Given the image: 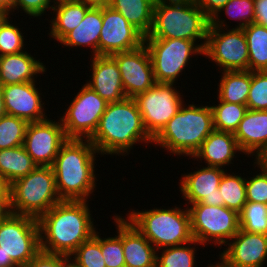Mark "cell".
<instances>
[{
	"instance_id": "cell-47",
	"label": "cell",
	"mask_w": 267,
	"mask_h": 267,
	"mask_svg": "<svg viewBox=\"0 0 267 267\" xmlns=\"http://www.w3.org/2000/svg\"><path fill=\"white\" fill-rule=\"evenodd\" d=\"M0 267H19L10 256L0 252Z\"/></svg>"
},
{
	"instance_id": "cell-11",
	"label": "cell",
	"mask_w": 267,
	"mask_h": 267,
	"mask_svg": "<svg viewBox=\"0 0 267 267\" xmlns=\"http://www.w3.org/2000/svg\"><path fill=\"white\" fill-rule=\"evenodd\" d=\"M39 225L36 218L11 213L0 220V252L25 267L40 252Z\"/></svg>"
},
{
	"instance_id": "cell-1",
	"label": "cell",
	"mask_w": 267,
	"mask_h": 267,
	"mask_svg": "<svg viewBox=\"0 0 267 267\" xmlns=\"http://www.w3.org/2000/svg\"><path fill=\"white\" fill-rule=\"evenodd\" d=\"M87 201L62 200L37 221L40 250L69 256L95 233Z\"/></svg>"
},
{
	"instance_id": "cell-9",
	"label": "cell",
	"mask_w": 267,
	"mask_h": 267,
	"mask_svg": "<svg viewBox=\"0 0 267 267\" xmlns=\"http://www.w3.org/2000/svg\"><path fill=\"white\" fill-rule=\"evenodd\" d=\"M156 83L174 84L193 54L203 55L204 43L187 39H144ZM189 60V61H188Z\"/></svg>"
},
{
	"instance_id": "cell-28",
	"label": "cell",
	"mask_w": 267,
	"mask_h": 267,
	"mask_svg": "<svg viewBox=\"0 0 267 267\" xmlns=\"http://www.w3.org/2000/svg\"><path fill=\"white\" fill-rule=\"evenodd\" d=\"M220 79L218 100L247 105L252 71H223Z\"/></svg>"
},
{
	"instance_id": "cell-46",
	"label": "cell",
	"mask_w": 267,
	"mask_h": 267,
	"mask_svg": "<svg viewBox=\"0 0 267 267\" xmlns=\"http://www.w3.org/2000/svg\"><path fill=\"white\" fill-rule=\"evenodd\" d=\"M11 213L10 193H0V220L7 218Z\"/></svg>"
},
{
	"instance_id": "cell-34",
	"label": "cell",
	"mask_w": 267,
	"mask_h": 267,
	"mask_svg": "<svg viewBox=\"0 0 267 267\" xmlns=\"http://www.w3.org/2000/svg\"><path fill=\"white\" fill-rule=\"evenodd\" d=\"M29 122L5 114L0 118V150L22 146Z\"/></svg>"
},
{
	"instance_id": "cell-6",
	"label": "cell",
	"mask_w": 267,
	"mask_h": 267,
	"mask_svg": "<svg viewBox=\"0 0 267 267\" xmlns=\"http://www.w3.org/2000/svg\"><path fill=\"white\" fill-rule=\"evenodd\" d=\"M126 218L157 251L194 240L188 208L181 210L175 206L171 209L132 210Z\"/></svg>"
},
{
	"instance_id": "cell-40",
	"label": "cell",
	"mask_w": 267,
	"mask_h": 267,
	"mask_svg": "<svg viewBox=\"0 0 267 267\" xmlns=\"http://www.w3.org/2000/svg\"><path fill=\"white\" fill-rule=\"evenodd\" d=\"M225 11L228 17L240 20L236 29H243L254 23L255 8L254 0H230L220 12Z\"/></svg>"
},
{
	"instance_id": "cell-31",
	"label": "cell",
	"mask_w": 267,
	"mask_h": 267,
	"mask_svg": "<svg viewBox=\"0 0 267 267\" xmlns=\"http://www.w3.org/2000/svg\"><path fill=\"white\" fill-rule=\"evenodd\" d=\"M218 189L224 206L240 213L247 202L246 179L242 175L224 172Z\"/></svg>"
},
{
	"instance_id": "cell-24",
	"label": "cell",
	"mask_w": 267,
	"mask_h": 267,
	"mask_svg": "<svg viewBox=\"0 0 267 267\" xmlns=\"http://www.w3.org/2000/svg\"><path fill=\"white\" fill-rule=\"evenodd\" d=\"M45 65L27 51L0 56V84L2 86L36 81L34 76L43 74Z\"/></svg>"
},
{
	"instance_id": "cell-10",
	"label": "cell",
	"mask_w": 267,
	"mask_h": 267,
	"mask_svg": "<svg viewBox=\"0 0 267 267\" xmlns=\"http://www.w3.org/2000/svg\"><path fill=\"white\" fill-rule=\"evenodd\" d=\"M188 209L193 238L203 246L213 241L222 247L240 230L239 213L235 210L202 203L191 204Z\"/></svg>"
},
{
	"instance_id": "cell-37",
	"label": "cell",
	"mask_w": 267,
	"mask_h": 267,
	"mask_svg": "<svg viewBox=\"0 0 267 267\" xmlns=\"http://www.w3.org/2000/svg\"><path fill=\"white\" fill-rule=\"evenodd\" d=\"M117 235L115 237L101 238V251L106 267H126L122 246V217H114Z\"/></svg>"
},
{
	"instance_id": "cell-26",
	"label": "cell",
	"mask_w": 267,
	"mask_h": 267,
	"mask_svg": "<svg viewBox=\"0 0 267 267\" xmlns=\"http://www.w3.org/2000/svg\"><path fill=\"white\" fill-rule=\"evenodd\" d=\"M51 10L55 12L49 36L60 42L70 31L77 27L91 7L76 0H55Z\"/></svg>"
},
{
	"instance_id": "cell-38",
	"label": "cell",
	"mask_w": 267,
	"mask_h": 267,
	"mask_svg": "<svg viewBox=\"0 0 267 267\" xmlns=\"http://www.w3.org/2000/svg\"><path fill=\"white\" fill-rule=\"evenodd\" d=\"M246 106L248 110H267V71H252Z\"/></svg>"
},
{
	"instance_id": "cell-22",
	"label": "cell",
	"mask_w": 267,
	"mask_h": 267,
	"mask_svg": "<svg viewBox=\"0 0 267 267\" xmlns=\"http://www.w3.org/2000/svg\"><path fill=\"white\" fill-rule=\"evenodd\" d=\"M122 246L126 267H156L157 249L125 218H122Z\"/></svg>"
},
{
	"instance_id": "cell-13",
	"label": "cell",
	"mask_w": 267,
	"mask_h": 267,
	"mask_svg": "<svg viewBox=\"0 0 267 267\" xmlns=\"http://www.w3.org/2000/svg\"><path fill=\"white\" fill-rule=\"evenodd\" d=\"M108 103L84 84L60 120L68 139H90Z\"/></svg>"
},
{
	"instance_id": "cell-39",
	"label": "cell",
	"mask_w": 267,
	"mask_h": 267,
	"mask_svg": "<svg viewBox=\"0 0 267 267\" xmlns=\"http://www.w3.org/2000/svg\"><path fill=\"white\" fill-rule=\"evenodd\" d=\"M24 35L9 19L0 29V56L18 54L24 50Z\"/></svg>"
},
{
	"instance_id": "cell-14",
	"label": "cell",
	"mask_w": 267,
	"mask_h": 267,
	"mask_svg": "<svg viewBox=\"0 0 267 267\" xmlns=\"http://www.w3.org/2000/svg\"><path fill=\"white\" fill-rule=\"evenodd\" d=\"M145 36L130 24L121 13L109 5L102 6V29L98 42V55L130 51L144 44Z\"/></svg>"
},
{
	"instance_id": "cell-23",
	"label": "cell",
	"mask_w": 267,
	"mask_h": 267,
	"mask_svg": "<svg viewBox=\"0 0 267 267\" xmlns=\"http://www.w3.org/2000/svg\"><path fill=\"white\" fill-rule=\"evenodd\" d=\"M236 151L241 152L234 134L214 129L192 158L203 159L208 167L224 169L232 163Z\"/></svg>"
},
{
	"instance_id": "cell-19",
	"label": "cell",
	"mask_w": 267,
	"mask_h": 267,
	"mask_svg": "<svg viewBox=\"0 0 267 267\" xmlns=\"http://www.w3.org/2000/svg\"><path fill=\"white\" fill-rule=\"evenodd\" d=\"M5 110L8 115L28 122H39L48 118L44 103L35 81L2 86Z\"/></svg>"
},
{
	"instance_id": "cell-25",
	"label": "cell",
	"mask_w": 267,
	"mask_h": 267,
	"mask_svg": "<svg viewBox=\"0 0 267 267\" xmlns=\"http://www.w3.org/2000/svg\"><path fill=\"white\" fill-rule=\"evenodd\" d=\"M102 29V7H90L81 23L70 31L60 44L66 47L92 48V56L98 55V42Z\"/></svg>"
},
{
	"instance_id": "cell-53",
	"label": "cell",
	"mask_w": 267,
	"mask_h": 267,
	"mask_svg": "<svg viewBox=\"0 0 267 267\" xmlns=\"http://www.w3.org/2000/svg\"><path fill=\"white\" fill-rule=\"evenodd\" d=\"M257 161L267 169V149L261 154Z\"/></svg>"
},
{
	"instance_id": "cell-12",
	"label": "cell",
	"mask_w": 267,
	"mask_h": 267,
	"mask_svg": "<svg viewBox=\"0 0 267 267\" xmlns=\"http://www.w3.org/2000/svg\"><path fill=\"white\" fill-rule=\"evenodd\" d=\"M174 84L156 83L134 99L147 133L154 139L184 104Z\"/></svg>"
},
{
	"instance_id": "cell-20",
	"label": "cell",
	"mask_w": 267,
	"mask_h": 267,
	"mask_svg": "<svg viewBox=\"0 0 267 267\" xmlns=\"http://www.w3.org/2000/svg\"><path fill=\"white\" fill-rule=\"evenodd\" d=\"M92 77L86 83L107 103L124 100L126 97L121 74L116 61L111 56H93L91 58Z\"/></svg>"
},
{
	"instance_id": "cell-44",
	"label": "cell",
	"mask_w": 267,
	"mask_h": 267,
	"mask_svg": "<svg viewBox=\"0 0 267 267\" xmlns=\"http://www.w3.org/2000/svg\"><path fill=\"white\" fill-rule=\"evenodd\" d=\"M197 4L204 12V14L212 20L214 17L220 18V10L230 1V0H192ZM219 14V15H218Z\"/></svg>"
},
{
	"instance_id": "cell-33",
	"label": "cell",
	"mask_w": 267,
	"mask_h": 267,
	"mask_svg": "<svg viewBox=\"0 0 267 267\" xmlns=\"http://www.w3.org/2000/svg\"><path fill=\"white\" fill-rule=\"evenodd\" d=\"M202 245L195 239L183 245L163 248L162 254H158L156 267H194L195 266V247L192 245ZM189 245V246H188ZM160 255V256H159Z\"/></svg>"
},
{
	"instance_id": "cell-27",
	"label": "cell",
	"mask_w": 267,
	"mask_h": 267,
	"mask_svg": "<svg viewBox=\"0 0 267 267\" xmlns=\"http://www.w3.org/2000/svg\"><path fill=\"white\" fill-rule=\"evenodd\" d=\"M156 0H109L108 5L147 36L153 25Z\"/></svg>"
},
{
	"instance_id": "cell-54",
	"label": "cell",
	"mask_w": 267,
	"mask_h": 267,
	"mask_svg": "<svg viewBox=\"0 0 267 267\" xmlns=\"http://www.w3.org/2000/svg\"><path fill=\"white\" fill-rule=\"evenodd\" d=\"M65 267H80V266H78L76 263L71 261V258H70V260L69 259L67 260Z\"/></svg>"
},
{
	"instance_id": "cell-7",
	"label": "cell",
	"mask_w": 267,
	"mask_h": 267,
	"mask_svg": "<svg viewBox=\"0 0 267 267\" xmlns=\"http://www.w3.org/2000/svg\"><path fill=\"white\" fill-rule=\"evenodd\" d=\"M10 205L14 214L38 219L61 202L52 166H37L10 185Z\"/></svg>"
},
{
	"instance_id": "cell-17",
	"label": "cell",
	"mask_w": 267,
	"mask_h": 267,
	"mask_svg": "<svg viewBox=\"0 0 267 267\" xmlns=\"http://www.w3.org/2000/svg\"><path fill=\"white\" fill-rule=\"evenodd\" d=\"M225 169L219 167H203L198 171L184 174L180 179L182 197L189 204L202 203L205 205L224 206L221 200L219 185Z\"/></svg>"
},
{
	"instance_id": "cell-8",
	"label": "cell",
	"mask_w": 267,
	"mask_h": 267,
	"mask_svg": "<svg viewBox=\"0 0 267 267\" xmlns=\"http://www.w3.org/2000/svg\"><path fill=\"white\" fill-rule=\"evenodd\" d=\"M224 27H227L224 20L218 17L211 20L203 55L222 68L221 71L249 70L247 40L243 29L226 28L224 31Z\"/></svg>"
},
{
	"instance_id": "cell-36",
	"label": "cell",
	"mask_w": 267,
	"mask_h": 267,
	"mask_svg": "<svg viewBox=\"0 0 267 267\" xmlns=\"http://www.w3.org/2000/svg\"><path fill=\"white\" fill-rule=\"evenodd\" d=\"M99 232L83 242L71 255V260L80 267H106L101 251V236ZM74 256V257H72ZM74 258V259H72Z\"/></svg>"
},
{
	"instance_id": "cell-29",
	"label": "cell",
	"mask_w": 267,
	"mask_h": 267,
	"mask_svg": "<svg viewBox=\"0 0 267 267\" xmlns=\"http://www.w3.org/2000/svg\"><path fill=\"white\" fill-rule=\"evenodd\" d=\"M36 167L37 164L23 145L0 150V174L9 185L14 180L28 175Z\"/></svg>"
},
{
	"instance_id": "cell-48",
	"label": "cell",
	"mask_w": 267,
	"mask_h": 267,
	"mask_svg": "<svg viewBox=\"0 0 267 267\" xmlns=\"http://www.w3.org/2000/svg\"><path fill=\"white\" fill-rule=\"evenodd\" d=\"M92 7H102L106 6L109 3V0H76Z\"/></svg>"
},
{
	"instance_id": "cell-55",
	"label": "cell",
	"mask_w": 267,
	"mask_h": 267,
	"mask_svg": "<svg viewBox=\"0 0 267 267\" xmlns=\"http://www.w3.org/2000/svg\"><path fill=\"white\" fill-rule=\"evenodd\" d=\"M207 267H228V266H226L225 264H223L221 261L220 262L218 261V263L216 262L215 265L210 264V266H209V264H208Z\"/></svg>"
},
{
	"instance_id": "cell-32",
	"label": "cell",
	"mask_w": 267,
	"mask_h": 267,
	"mask_svg": "<svg viewBox=\"0 0 267 267\" xmlns=\"http://www.w3.org/2000/svg\"><path fill=\"white\" fill-rule=\"evenodd\" d=\"M213 127L216 130L235 133L247 109L246 105L229 103L219 100L218 105L211 106Z\"/></svg>"
},
{
	"instance_id": "cell-2",
	"label": "cell",
	"mask_w": 267,
	"mask_h": 267,
	"mask_svg": "<svg viewBox=\"0 0 267 267\" xmlns=\"http://www.w3.org/2000/svg\"><path fill=\"white\" fill-rule=\"evenodd\" d=\"M98 154H129L138 142L153 143L134 98L108 103L97 130L89 139ZM124 153V154H123Z\"/></svg>"
},
{
	"instance_id": "cell-45",
	"label": "cell",
	"mask_w": 267,
	"mask_h": 267,
	"mask_svg": "<svg viewBox=\"0 0 267 267\" xmlns=\"http://www.w3.org/2000/svg\"><path fill=\"white\" fill-rule=\"evenodd\" d=\"M254 23L267 27V0H254Z\"/></svg>"
},
{
	"instance_id": "cell-16",
	"label": "cell",
	"mask_w": 267,
	"mask_h": 267,
	"mask_svg": "<svg viewBox=\"0 0 267 267\" xmlns=\"http://www.w3.org/2000/svg\"><path fill=\"white\" fill-rule=\"evenodd\" d=\"M111 57L118 65L127 98H135L156 84L145 44L130 51L113 54Z\"/></svg>"
},
{
	"instance_id": "cell-42",
	"label": "cell",
	"mask_w": 267,
	"mask_h": 267,
	"mask_svg": "<svg viewBox=\"0 0 267 267\" xmlns=\"http://www.w3.org/2000/svg\"><path fill=\"white\" fill-rule=\"evenodd\" d=\"M52 2H55V0H15L14 4L10 7V12L12 13L17 8H21L30 17L38 18L44 15L48 8L52 9L54 6L51 5Z\"/></svg>"
},
{
	"instance_id": "cell-15",
	"label": "cell",
	"mask_w": 267,
	"mask_h": 267,
	"mask_svg": "<svg viewBox=\"0 0 267 267\" xmlns=\"http://www.w3.org/2000/svg\"><path fill=\"white\" fill-rule=\"evenodd\" d=\"M67 140L61 120L56 122L47 118L29 122L23 146L37 166H52Z\"/></svg>"
},
{
	"instance_id": "cell-18",
	"label": "cell",
	"mask_w": 267,
	"mask_h": 267,
	"mask_svg": "<svg viewBox=\"0 0 267 267\" xmlns=\"http://www.w3.org/2000/svg\"><path fill=\"white\" fill-rule=\"evenodd\" d=\"M220 253V260L228 267H263L267 260V235L240 229Z\"/></svg>"
},
{
	"instance_id": "cell-4",
	"label": "cell",
	"mask_w": 267,
	"mask_h": 267,
	"mask_svg": "<svg viewBox=\"0 0 267 267\" xmlns=\"http://www.w3.org/2000/svg\"><path fill=\"white\" fill-rule=\"evenodd\" d=\"M210 24L192 0H156L152 29L144 39H199L205 46Z\"/></svg>"
},
{
	"instance_id": "cell-49",
	"label": "cell",
	"mask_w": 267,
	"mask_h": 267,
	"mask_svg": "<svg viewBox=\"0 0 267 267\" xmlns=\"http://www.w3.org/2000/svg\"><path fill=\"white\" fill-rule=\"evenodd\" d=\"M0 193H10L9 184L5 181V179L1 174H0Z\"/></svg>"
},
{
	"instance_id": "cell-43",
	"label": "cell",
	"mask_w": 267,
	"mask_h": 267,
	"mask_svg": "<svg viewBox=\"0 0 267 267\" xmlns=\"http://www.w3.org/2000/svg\"><path fill=\"white\" fill-rule=\"evenodd\" d=\"M69 256L40 251L25 267H65Z\"/></svg>"
},
{
	"instance_id": "cell-51",
	"label": "cell",
	"mask_w": 267,
	"mask_h": 267,
	"mask_svg": "<svg viewBox=\"0 0 267 267\" xmlns=\"http://www.w3.org/2000/svg\"><path fill=\"white\" fill-rule=\"evenodd\" d=\"M10 11L0 10V29L3 24L9 19Z\"/></svg>"
},
{
	"instance_id": "cell-35",
	"label": "cell",
	"mask_w": 267,
	"mask_h": 267,
	"mask_svg": "<svg viewBox=\"0 0 267 267\" xmlns=\"http://www.w3.org/2000/svg\"><path fill=\"white\" fill-rule=\"evenodd\" d=\"M240 229L267 235V205L247 201L239 213Z\"/></svg>"
},
{
	"instance_id": "cell-52",
	"label": "cell",
	"mask_w": 267,
	"mask_h": 267,
	"mask_svg": "<svg viewBox=\"0 0 267 267\" xmlns=\"http://www.w3.org/2000/svg\"><path fill=\"white\" fill-rule=\"evenodd\" d=\"M14 2L15 0H1V10L10 11V7Z\"/></svg>"
},
{
	"instance_id": "cell-5",
	"label": "cell",
	"mask_w": 267,
	"mask_h": 267,
	"mask_svg": "<svg viewBox=\"0 0 267 267\" xmlns=\"http://www.w3.org/2000/svg\"><path fill=\"white\" fill-rule=\"evenodd\" d=\"M183 104L175 116L153 139L155 145L165 148L177 156L193 155L199 150L202 142L214 130L211 106L187 107Z\"/></svg>"
},
{
	"instance_id": "cell-50",
	"label": "cell",
	"mask_w": 267,
	"mask_h": 267,
	"mask_svg": "<svg viewBox=\"0 0 267 267\" xmlns=\"http://www.w3.org/2000/svg\"><path fill=\"white\" fill-rule=\"evenodd\" d=\"M6 113L5 104H4V97L2 91V85L0 84V118L4 116Z\"/></svg>"
},
{
	"instance_id": "cell-30",
	"label": "cell",
	"mask_w": 267,
	"mask_h": 267,
	"mask_svg": "<svg viewBox=\"0 0 267 267\" xmlns=\"http://www.w3.org/2000/svg\"><path fill=\"white\" fill-rule=\"evenodd\" d=\"M246 36L249 71H267V27L252 23L243 28Z\"/></svg>"
},
{
	"instance_id": "cell-21",
	"label": "cell",
	"mask_w": 267,
	"mask_h": 267,
	"mask_svg": "<svg viewBox=\"0 0 267 267\" xmlns=\"http://www.w3.org/2000/svg\"><path fill=\"white\" fill-rule=\"evenodd\" d=\"M234 136L241 152L251 157L256 154L257 160L267 149V110H247Z\"/></svg>"
},
{
	"instance_id": "cell-3",
	"label": "cell",
	"mask_w": 267,
	"mask_h": 267,
	"mask_svg": "<svg viewBox=\"0 0 267 267\" xmlns=\"http://www.w3.org/2000/svg\"><path fill=\"white\" fill-rule=\"evenodd\" d=\"M96 153L89 139H68L61 146L52 165L61 200L87 201L90 197L97 184Z\"/></svg>"
},
{
	"instance_id": "cell-41",
	"label": "cell",
	"mask_w": 267,
	"mask_h": 267,
	"mask_svg": "<svg viewBox=\"0 0 267 267\" xmlns=\"http://www.w3.org/2000/svg\"><path fill=\"white\" fill-rule=\"evenodd\" d=\"M254 164L260 168L259 174L246 179V197L247 201L262 203L267 205V169L256 159Z\"/></svg>"
}]
</instances>
